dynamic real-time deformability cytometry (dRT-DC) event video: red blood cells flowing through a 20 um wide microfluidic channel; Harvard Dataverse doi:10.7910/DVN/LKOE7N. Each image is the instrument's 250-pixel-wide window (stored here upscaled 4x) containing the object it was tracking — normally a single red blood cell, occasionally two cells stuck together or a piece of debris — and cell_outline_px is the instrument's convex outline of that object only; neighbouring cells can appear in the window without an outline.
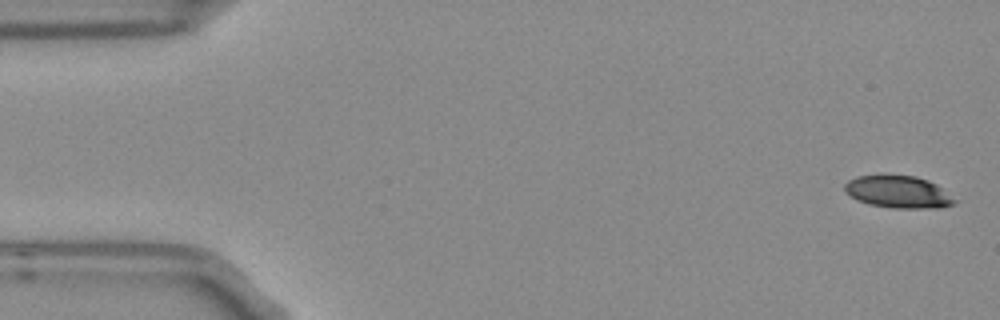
{"species": "Egyptian fruit bat (a non-hibernating species)", "species_latin": "Rousettus aegyptiacus", "temperature_condition": "room temperature", "stored_images_in_passage": 8, "camera_frame_rate_fps": 3000, "um_per_image_px": 0.085, "frame": {"image": 1, "passage_image": 1, "time_ms": 0.0, "image_size_px": [1000, 320], "cell_outline_px": [[956, 204], [940, 208], [892, 208], [868, 204], [856, 200], [848, 196], [844, 192], [844, 184], [848, 180], [856, 176], [880, 172], [916, 176], [928, 180], [936, 184], [956, 200]], "centroid_in_image_um": [76.27, 16.27], "position_along_channel_um": 8.7, "area_um2": 21.56}}
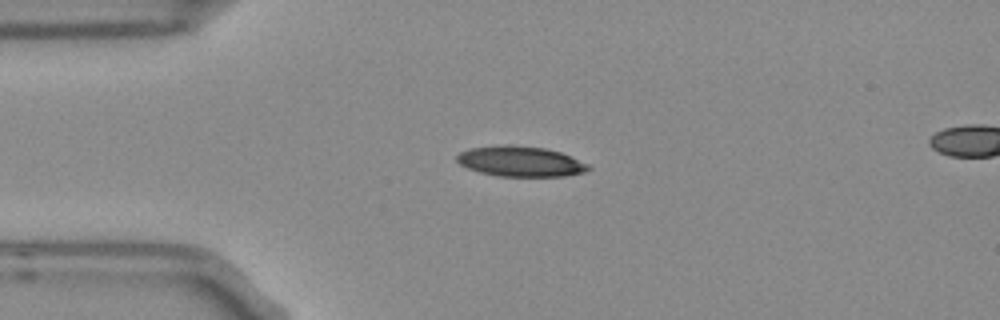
{"frame": {"image": 2, "passage_image": 4, "time_ms": 1.0, "image_size_px": [1000, 320], "cell_outline_px": [[592, 168], [584, 172], [564, 176], [496, 176], [480, 172], [468, 168], [460, 164], [456, 160], [456, 156], [460, 152], [472, 148], [504, 144], [508, 144], [544, 148], [560, 152], [588, 164]], "centroid_in_image_um": [44.23, 13.72], "position_along_channel_um": 40.8, "area_um2": 23.12}}
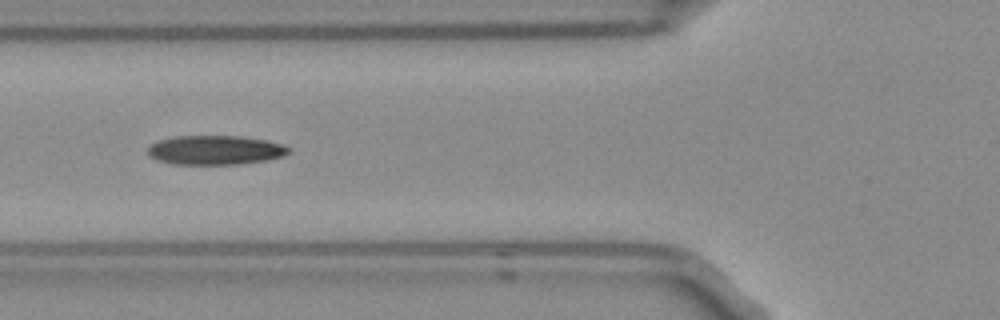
{"frame": {"image": 3, "passage_image": 6, "time_ms": 1.667, "image_size_px": [1000, 320], "cell_outline_px": [[292, 152], [284, 156], [268, 160], [236, 164], [172, 164], [156, 160], [148, 152], [148, 148], [156, 140], [176, 136], [240, 136], [268, 140], [284, 144], [292, 148]], "centroid_in_image_um": [18.36, 12.75], "position_along_channel_um": 107.4, "area_um2": 24.28}}